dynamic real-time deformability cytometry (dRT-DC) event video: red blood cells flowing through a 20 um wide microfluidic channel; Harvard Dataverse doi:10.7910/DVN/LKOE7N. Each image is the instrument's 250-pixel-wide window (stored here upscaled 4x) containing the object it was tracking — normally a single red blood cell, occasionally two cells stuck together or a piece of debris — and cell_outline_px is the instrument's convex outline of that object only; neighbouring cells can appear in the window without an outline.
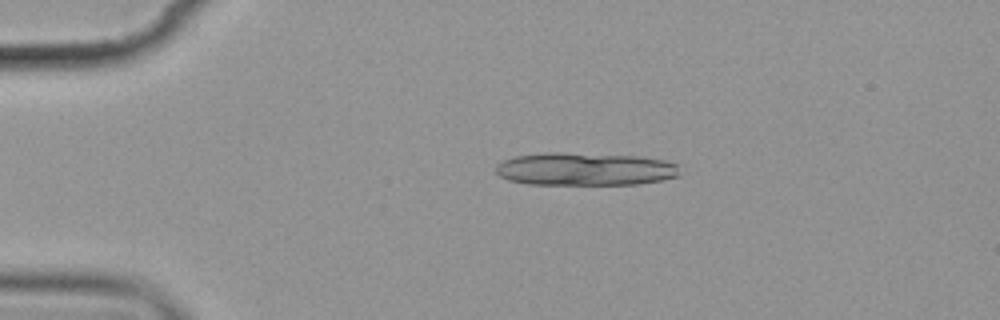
{"species": "common noctule bat (a hibernating species)", "species_latin": "Nyctalus noctula", "temperature_condition": "cold", "stored_images_in_passage": 6, "camera_frame_rate_fps": 3000, "um_per_image_px": 0.085, "animal": {"sex": "female", "body_mass_g": 19.9}, "frame": {"image": 1, "passage_image": 3, "time_ms": 3.333, "image_size_px": [1000, 320], "cell_outline_px": [[680, 176], [664, 180], [636, 184], [528, 184], [508, 180], [500, 176], [496, 172], [496, 164], [500, 160], [512, 156], [544, 152], [560, 152], [640, 156], [664, 160], [680, 164]], "centroid_in_image_um": [49.73, 14.36], "position_along_channel_um": 35.3, "area_um2": 35.89}}